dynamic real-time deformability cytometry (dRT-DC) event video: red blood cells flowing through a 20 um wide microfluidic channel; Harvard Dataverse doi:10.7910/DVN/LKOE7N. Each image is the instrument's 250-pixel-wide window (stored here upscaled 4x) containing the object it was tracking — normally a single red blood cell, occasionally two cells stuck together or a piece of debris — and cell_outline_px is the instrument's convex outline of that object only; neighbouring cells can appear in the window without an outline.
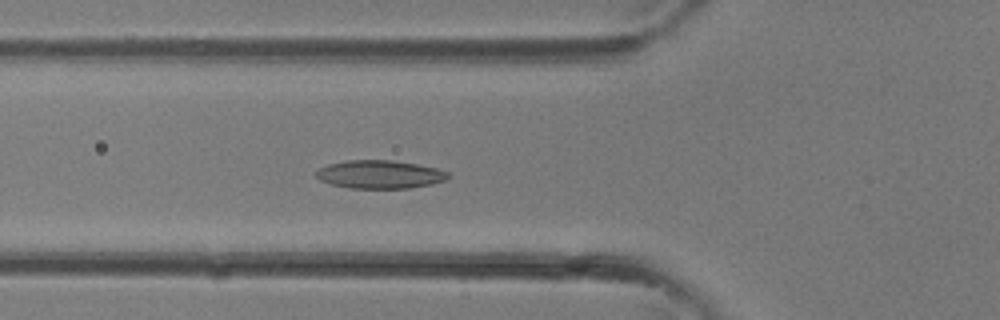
{"species": "common noctule bat (a hibernating species)", "species_latin": "Nyctalus noctula", "temperature_condition": "room temperature", "stored_images_in_passage": 35, "camera_frame_rate_fps": 3000, "um_per_image_px": 0.085, "animal": {"sex": "female"}, "frame": {"image": 1, "passage_image": 13, "time_ms": 4.0, "image_size_px": [1000, 320], "cell_outline_px": [[452, 176], [444, 180], [432, 184], [408, 188], [348, 188], [332, 184], [320, 180], [316, 176], [316, 172], [320, 168], [328, 164], [348, 160], [388, 160], [416, 164], [436, 168], [448, 172]], "centroid_in_image_um": [32.29, 14.82], "position_along_channel_um": 93.5, "area_um2": 21.56}}
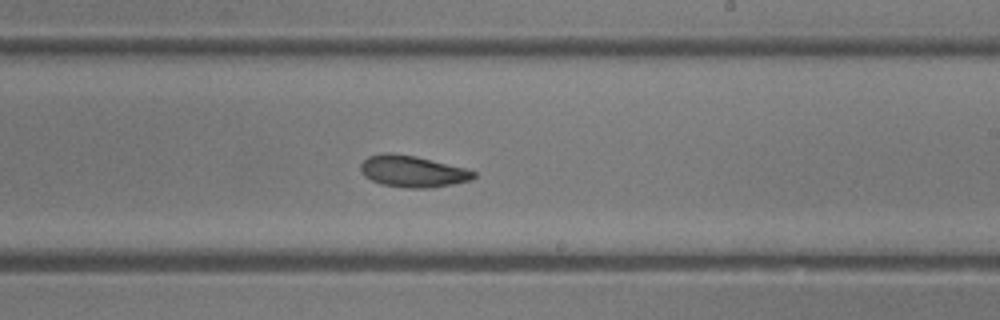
{"frame": {"image": 2, "passage_image": 21, "time_ms": 6.667, "image_size_px": [1000, 320], "cell_outline_px": [[476, 176], [472, 180], [432, 188], [404, 188], [380, 184], [364, 176], [360, 168], [360, 164], [368, 156], [384, 152], [388, 152], [416, 156], [464, 168], [476, 172]], "centroid_in_image_um": [35.05, 14.57], "position_along_channel_um": 253.9, "area_um2": 20.87}}
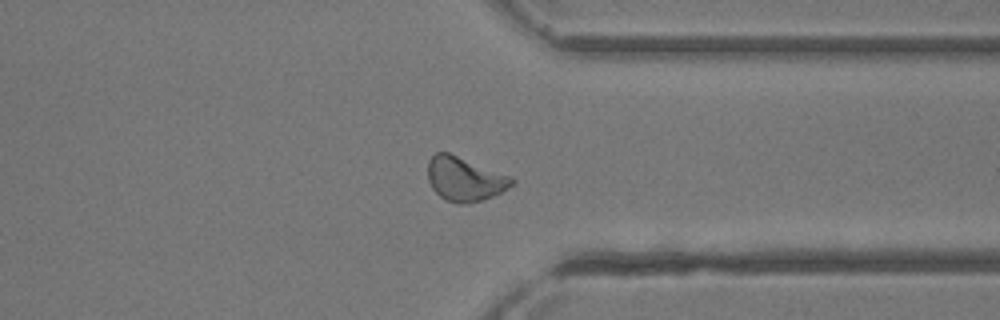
{"frame": {"image": 3, "passage_image": 27, "time_ms": 8.667, "image_size_px": [1000, 320], "cell_outline_px": [[516, 180], [508, 188], [484, 200], [468, 204], [460, 204], [448, 200], [440, 196], [432, 188], [428, 180], [428, 160], [436, 152], [448, 152], [512, 176]], "centroid_in_image_um": [39.5, 15.21], "position_along_channel_um": 371.9, "area_um2": 21.62}}